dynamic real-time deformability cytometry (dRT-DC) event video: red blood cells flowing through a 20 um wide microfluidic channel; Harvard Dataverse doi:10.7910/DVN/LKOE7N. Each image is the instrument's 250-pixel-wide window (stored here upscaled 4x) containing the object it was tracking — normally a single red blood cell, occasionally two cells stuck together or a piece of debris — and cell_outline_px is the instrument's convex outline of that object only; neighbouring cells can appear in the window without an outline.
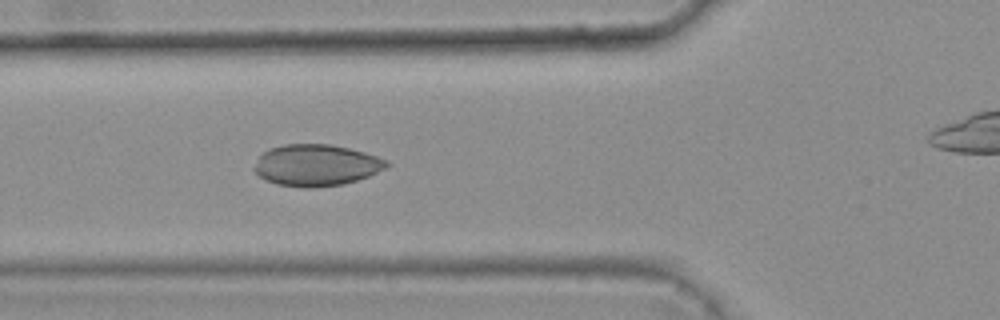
{"species": "common noctule bat (a hibernating species)", "species_latin": "Nyctalus noctula", "temperature_condition": "warm", "stored_images_in_passage": 6, "camera_frame_rate_fps": 3000, "um_per_image_px": 0.085, "animal": {"sex": "female", "body_mass_g": 25.1}, "frame": {"image": 1, "passage_image": 5, "time_ms": 1.333, "image_size_px": [1000, 320], "cell_outline_px": [[392, 164], [368, 176], [356, 180], [340, 184], [316, 188], [304, 188], [276, 184], [264, 180], [252, 168], [260, 156], [268, 148], [284, 144], [328, 144], [348, 148], [364, 152], [388, 160]], "centroid_in_image_um": [26.85, 14.04], "position_along_channel_um": 98.9, "area_um2": 32.02}}